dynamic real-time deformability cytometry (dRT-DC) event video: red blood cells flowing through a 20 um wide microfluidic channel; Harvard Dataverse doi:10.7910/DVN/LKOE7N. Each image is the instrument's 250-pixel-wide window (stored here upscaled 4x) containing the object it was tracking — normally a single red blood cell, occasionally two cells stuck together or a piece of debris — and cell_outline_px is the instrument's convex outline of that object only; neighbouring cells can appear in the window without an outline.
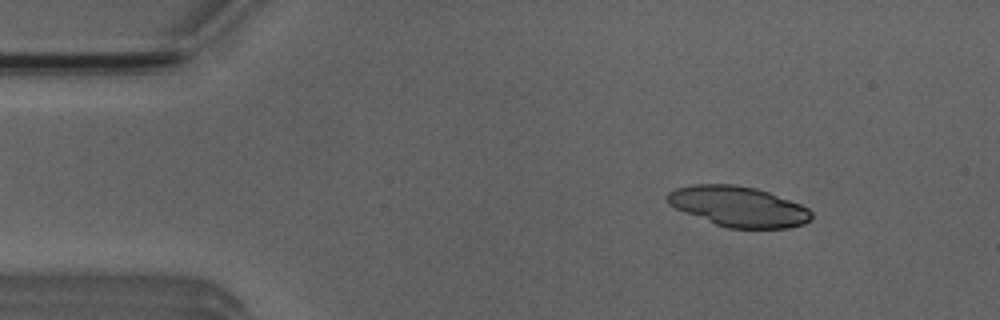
{"species": "Egyptian fruit bat (a non-hibernating species)", "species_latin": "Rousettus aegyptiacus", "temperature_condition": "room temperature", "stored_images_in_passage": 5, "camera_frame_rate_fps": 3000, "um_per_image_px": 0.085, "animal": {"sex": "male"}, "frame": {"image": 1, "passage_image": 1, "time_ms": 0.0, "image_size_px": [1000, 320], "cell_outline_px": [[812, 216], [804, 224], [788, 228], [728, 228], [716, 224], [676, 208], [668, 204], [668, 192], [676, 188], [692, 184], [732, 184], [756, 188], [768, 192], [800, 204], [808, 208], [812, 212]], "centroid_in_image_um": [62.78, 17.54], "position_along_channel_um": 22.2, "area_um2": 33.47}}